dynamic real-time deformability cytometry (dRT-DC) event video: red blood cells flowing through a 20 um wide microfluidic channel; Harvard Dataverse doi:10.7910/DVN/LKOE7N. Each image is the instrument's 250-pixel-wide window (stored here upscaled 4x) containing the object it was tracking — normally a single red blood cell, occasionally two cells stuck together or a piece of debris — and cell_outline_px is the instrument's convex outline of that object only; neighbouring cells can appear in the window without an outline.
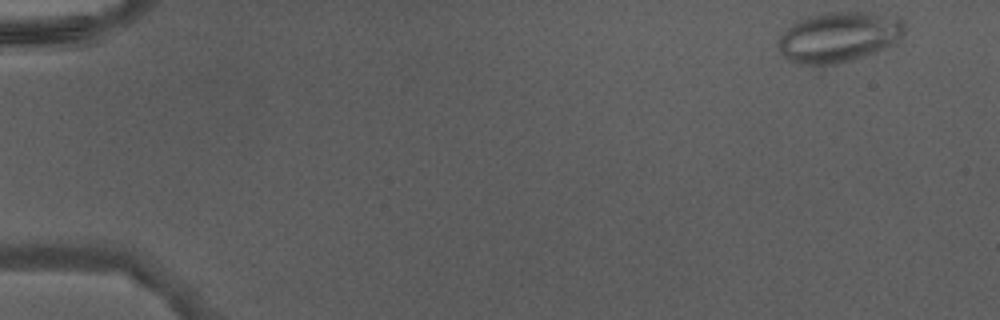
{"species": "Egyptian fruit bat (a non-hibernating species)", "species_latin": "Rousettus aegyptiacus", "temperature_condition": "warm", "stored_images_in_passage": 45, "camera_frame_rate_fps": 3000, "um_per_image_px": 0.085, "animal": {"sex": "male"}, "frame": {"image": 1, "passage_image": 1, "time_ms": 0.0, "image_size_px": [1000, 320], "cell_outline_px": [[904, 32], [892, 44], [884, 48], [864, 56], [852, 60], [836, 64], [800, 64], [788, 60], [780, 52], [776, 44], [776, 40], [792, 24], [800, 20], [812, 16], [832, 12], [872, 12], [896, 16], [904, 20]], "centroid_in_image_um": [71.29, 3.14], "position_along_channel_um": 13.7, "area_um2": 36.82}}
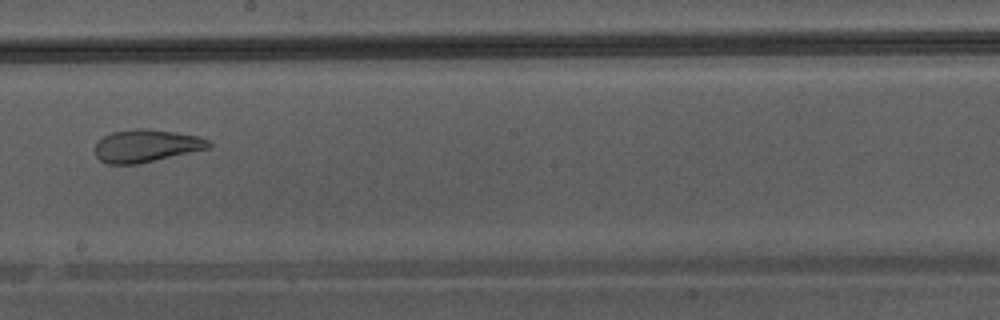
{"frame": {"image": 2, "passage_image": 26, "time_ms": 8.333, "image_size_px": [1000, 320], "cell_outline_px": [[212, 148], [136, 164], [108, 164], [100, 160], [96, 156], [92, 148], [104, 136], [112, 132], [136, 128], [148, 128], [176, 132], [200, 136], [208, 140], [212, 144]], "centroid_in_image_um": [12.44, 12.39], "position_along_channel_um": 235.8, "area_um2": 21.85}}